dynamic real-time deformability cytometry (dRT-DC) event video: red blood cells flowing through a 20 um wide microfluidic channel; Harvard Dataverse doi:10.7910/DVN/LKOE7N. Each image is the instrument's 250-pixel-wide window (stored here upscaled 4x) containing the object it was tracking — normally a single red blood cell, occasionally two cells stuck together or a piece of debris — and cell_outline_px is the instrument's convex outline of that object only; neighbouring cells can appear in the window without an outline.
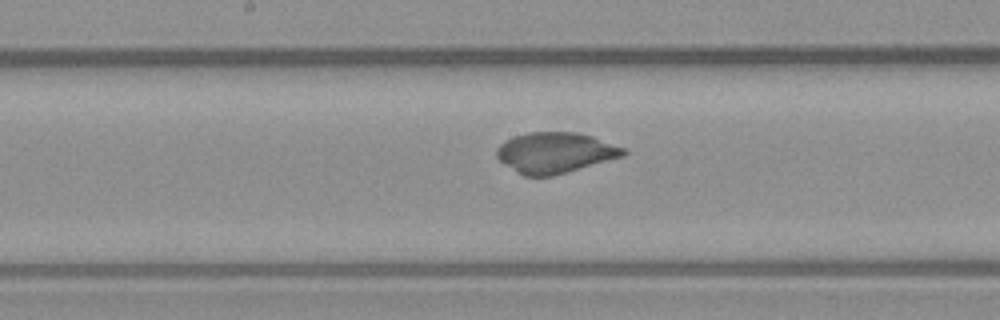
{"species": "common noctule bat (a hibernating species)", "species_latin": "Nyctalus noctula", "temperature_condition": "warm", "stored_images_in_passage": 55, "camera_frame_rate_fps": 3000, "um_per_image_px": 0.085, "animal": {"sex": "male", "body_mass_g": 23.1, "forearm_length_mm": 52.7}, "frame": {"image": 1, "passage_image": 28, "time_ms": 9.0, "image_size_px": [1000, 320], "cell_outline_px": [[628, 152], [624, 156], [568, 172], [552, 176], [524, 176], [516, 172], [504, 164], [496, 156], [496, 148], [500, 144], [516, 136], [528, 132], [576, 132], [592, 136], [628, 148]], "centroid_in_image_um": [47.23, 12.98], "position_along_channel_um": 201.0, "area_um2": 30.17}}
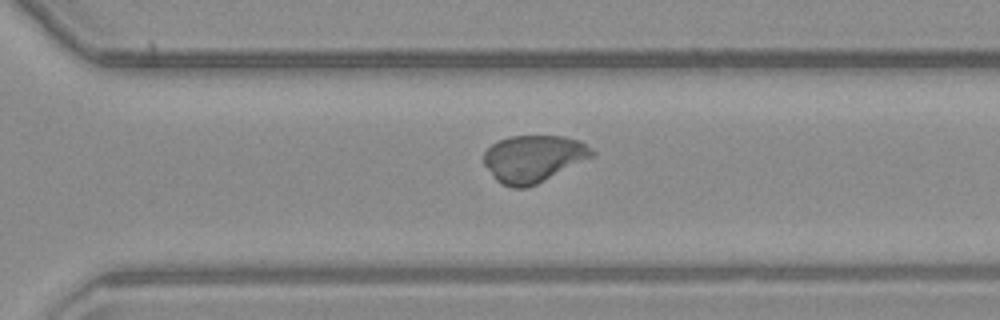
{"frame": {"image": 2, "passage_image": 38, "time_ms": 12.333, "image_size_px": [1000, 320], "cell_outline_px": [[596, 156], [528, 188], [512, 188], [500, 184], [492, 176], [484, 164], [484, 152], [492, 144], [508, 136], [564, 136], [580, 140], [596, 152]], "centroid_in_image_um": [45.36, 13.49], "position_along_channel_um": 325.2, "area_um2": 30.0}}
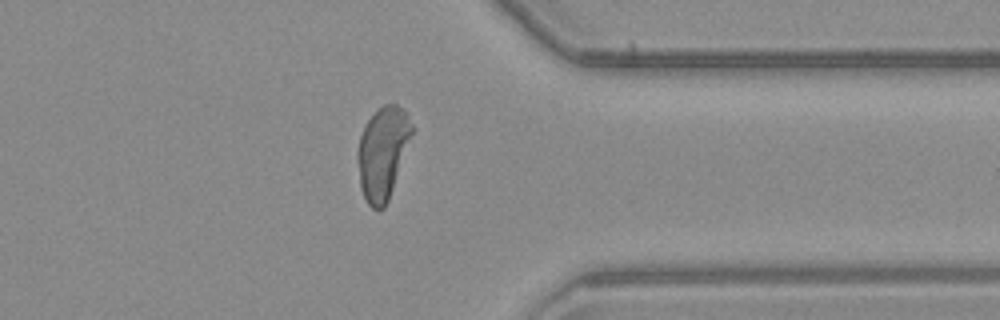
{"frame": {"image": 3, "passage_image": 43, "time_ms": 14.0, "image_size_px": [1000, 320], "cell_outline_px": [[416, 128], [388, 200], [384, 208], [372, 208], [368, 204], [360, 188], [356, 160], [356, 152], [360, 136], [368, 120], [384, 104], [396, 104], [408, 116]], "centroid_in_image_um": [32.54, 12.99], "position_along_channel_um": 378.9, "area_um2": 29.3}}